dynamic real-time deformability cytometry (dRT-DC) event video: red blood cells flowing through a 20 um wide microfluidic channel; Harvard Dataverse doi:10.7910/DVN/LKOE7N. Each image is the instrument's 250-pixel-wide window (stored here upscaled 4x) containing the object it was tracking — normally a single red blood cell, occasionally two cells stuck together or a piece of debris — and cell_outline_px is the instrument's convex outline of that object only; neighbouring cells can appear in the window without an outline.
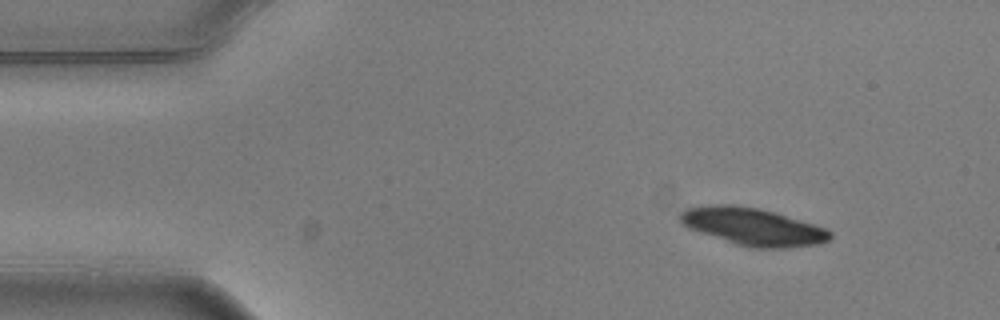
{"species": "common noctule bat (a hibernating species)", "species_latin": "Nyctalus noctula", "temperature_condition": "warm", "stored_images_in_passage": 4, "camera_frame_rate_fps": 3000, "um_per_image_px": 0.085, "animal": {"sex": "male", "body_mass_g": 20.5, "forearm_length_mm": 52.5}, "frame": {"image": 1, "passage_image": 1, "time_ms": 0.0, "image_size_px": [1000, 320], "cell_outline_px": [[832, 236], [828, 240], [816, 244], [788, 248], [752, 248], [736, 244], [688, 228], [680, 220], [680, 212], [688, 208], [716, 204], [732, 204], [756, 208], [776, 212], [816, 224], [828, 228], [832, 232]], "centroid_in_image_um": [64.05, 19.26], "position_along_channel_um": 21.0, "area_um2": 32.66}}